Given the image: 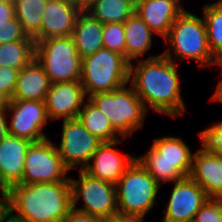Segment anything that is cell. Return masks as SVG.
Listing matches in <instances>:
<instances>
[{"label": "cell", "mask_w": 222, "mask_h": 222, "mask_svg": "<svg viewBox=\"0 0 222 222\" xmlns=\"http://www.w3.org/2000/svg\"><path fill=\"white\" fill-rule=\"evenodd\" d=\"M180 66L162 53L130 63L129 84L148 112L150 109L171 119L184 116L187 109L181 93Z\"/></svg>", "instance_id": "cell-1"}, {"label": "cell", "mask_w": 222, "mask_h": 222, "mask_svg": "<svg viewBox=\"0 0 222 222\" xmlns=\"http://www.w3.org/2000/svg\"><path fill=\"white\" fill-rule=\"evenodd\" d=\"M6 195L8 209L29 222H63L73 208L69 177L62 182L18 183Z\"/></svg>", "instance_id": "cell-2"}, {"label": "cell", "mask_w": 222, "mask_h": 222, "mask_svg": "<svg viewBox=\"0 0 222 222\" xmlns=\"http://www.w3.org/2000/svg\"><path fill=\"white\" fill-rule=\"evenodd\" d=\"M163 40L168 47L162 54L178 65L187 59L189 62H198L199 68L220 67L221 63L210 50L202 15L199 17L186 8L177 17Z\"/></svg>", "instance_id": "cell-3"}, {"label": "cell", "mask_w": 222, "mask_h": 222, "mask_svg": "<svg viewBox=\"0 0 222 222\" xmlns=\"http://www.w3.org/2000/svg\"><path fill=\"white\" fill-rule=\"evenodd\" d=\"M88 100L110 120L121 137L130 138L144 127L148 111L129 83L111 92L91 95Z\"/></svg>", "instance_id": "cell-4"}, {"label": "cell", "mask_w": 222, "mask_h": 222, "mask_svg": "<svg viewBox=\"0 0 222 222\" xmlns=\"http://www.w3.org/2000/svg\"><path fill=\"white\" fill-rule=\"evenodd\" d=\"M130 62L118 52L101 48L82 59L80 82L87 98L129 83Z\"/></svg>", "instance_id": "cell-5"}, {"label": "cell", "mask_w": 222, "mask_h": 222, "mask_svg": "<svg viewBox=\"0 0 222 222\" xmlns=\"http://www.w3.org/2000/svg\"><path fill=\"white\" fill-rule=\"evenodd\" d=\"M161 186L135 159L116 184L118 213L146 217L154 208Z\"/></svg>", "instance_id": "cell-6"}, {"label": "cell", "mask_w": 222, "mask_h": 222, "mask_svg": "<svg viewBox=\"0 0 222 222\" xmlns=\"http://www.w3.org/2000/svg\"><path fill=\"white\" fill-rule=\"evenodd\" d=\"M35 59L52 84L80 81L82 58L72 36L49 38L35 44Z\"/></svg>", "instance_id": "cell-7"}, {"label": "cell", "mask_w": 222, "mask_h": 222, "mask_svg": "<svg viewBox=\"0 0 222 222\" xmlns=\"http://www.w3.org/2000/svg\"><path fill=\"white\" fill-rule=\"evenodd\" d=\"M73 208L101 217L118 213L116 185L79 170V178L69 176ZM79 203V207H78Z\"/></svg>", "instance_id": "cell-8"}, {"label": "cell", "mask_w": 222, "mask_h": 222, "mask_svg": "<svg viewBox=\"0 0 222 222\" xmlns=\"http://www.w3.org/2000/svg\"><path fill=\"white\" fill-rule=\"evenodd\" d=\"M70 171L50 138L31 143L27 149L24 171L19 183L33 184L43 182H62L69 177Z\"/></svg>", "instance_id": "cell-9"}, {"label": "cell", "mask_w": 222, "mask_h": 222, "mask_svg": "<svg viewBox=\"0 0 222 222\" xmlns=\"http://www.w3.org/2000/svg\"><path fill=\"white\" fill-rule=\"evenodd\" d=\"M62 122L60 142L55 143L58 153L70 172L72 169L83 170L102 142L92 135L78 118Z\"/></svg>", "instance_id": "cell-10"}, {"label": "cell", "mask_w": 222, "mask_h": 222, "mask_svg": "<svg viewBox=\"0 0 222 222\" xmlns=\"http://www.w3.org/2000/svg\"><path fill=\"white\" fill-rule=\"evenodd\" d=\"M7 111L10 135L32 143L49 137L44 131L50 121L44 101L8 100Z\"/></svg>", "instance_id": "cell-11"}, {"label": "cell", "mask_w": 222, "mask_h": 222, "mask_svg": "<svg viewBox=\"0 0 222 222\" xmlns=\"http://www.w3.org/2000/svg\"><path fill=\"white\" fill-rule=\"evenodd\" d=\"M162 222H193L196 213L210 198L190 177L172 182Z\"/></svg>", "instance_id": "cell-12"}, {"label": "cell", "mask_w": 222, "mask_h": 222, "mask_svg": "<svg viewBox=\"0 0 222 222\" xmlns=\"http://www.w3.org/2000/svg\"><path fill=\"white\" fill-rule=\"evenodd\" d=\"M125 139L128 138L122 137L115 141L102 142L83 170L92 177L116 185L124 175L125 170L136 159V156H133V154H120V152L114 148L119 143H123Z\"/></svg>", "instance_id": "cell-13"}, {"label": "cell", "mask_w": 222, "mask_h": 222, "mask_svg": "<svg viewBox=\"0 0 222 222\" xmlns=\"http://www.w3.org/2000/svg\"><path fill=\"white\" fill-rule=\"evenodd\" d=\"M83 9L84 5L76 0H48L35 44L44 39L72 36Z\"/></svg>", "instance_id": "cell-14"}, {"label": "cell", "mask_w": 222, "mask_h": 222, "mask_svg": "<svg viewBox=\"0 0 222 222\" xmlns=\"http://www.w3.org/2000/svg\"><path fill=\"white\" fill-rule=\"evenodd\" d=\"M87 99L80 81L51 84L44 101L50 122L76 119Z\"/></svg>", "instance_id": "cell-15"}, {"label": "cell", "mask_w": 222, "mask_h": 222, "mask_svg": "<svg viewBox=\"0 0 222 222\" xmlns=\"http://www.w3.org/2000/svg\"><path fill=\"white\" fill-rule=\"evenodd\" d=\"M185 10L176 0H136L135 12L150 30L164 39L177 17Z\"/></svg>", "instance_id": "cell-16"}, {"label": "cell", "mask_w": 222, "mask_h": 222, "mask_svg": "<svg viewBox=\"0 0 222 222\" xmlns=\"http://www.w3.org/2000/svg\"><path fill=\"white\" fill-rule=\"evenodd\" d=\"M31 143L10 134L0 141V172L5 191L21 181L26 152Z\"/></svg>", "instance_id": "cell-17"}, {"label": "cell", "mask_w": 222, "mask_h": 222, "mask_svg": "<svg viewBox=\"0 0 222 222\" xmlns=\"http://www.w3.org/2000/svg\"><path fill=\"white\" fill-rule=\"evenodd\" d=\"M189 176L210 198L216 197L222 192V157L196 149Z\"/></svg>", "instance_id": "cell-18"}, {"label": "cell", "mask_w": 222, "mask_h": 222, "mask_svg": "<svg viewBox=\"0 0 222 222\" xmlns=\"http://www.w3.org/2000/svg\"><path fill=\"white\" fill-rule=\"evenodd\" d=\"M51 84L43 67L34 58L19 71L16 88L10 100L45 101Z\"/></svg>", "instance_id": "cell-19"}, {"label": "cell", "mask_w": 222, "mask_h": 222, "mask_svg": "<svg viewBox=\"0 0 222 222\" xmlns=\"http://www.w3.org/2000/svg\"><path fill=\"white\" fill-rule=\"evenodd\" d=\"M104 24L84 9L79 14L72 33L77 53L83 59L103 48Z\"/></svg>", "instance_id": "cell-20"}, {"label": "cell", "mask_w": 222, "mask_h": 222, "mask_svg": "<svg viewBox=\"0 0 222 222\" xmlns=\"http://www.w3.org/2000/svg\"><path fill=\"white\" fill-rule=\"evenodd\" d=\"M125 31V58L131 63L144 59L147 52L152 49L154 34L148 25L135 12L124 22Z\"/></svg>", "instance_id": "cell-21"}, {"label": "cell", "mask_w": 222, "mask_h": 222, "mask_svg": "<svg viewBox=\"0 0 222 222\" xmlns=\"http://www.w3.org/2000/svg\"><path fill=\"white\" fill-rule=\"evenodd\" d=\"M151 146L157 151V160H167L186 177L190 175L194 152L182 137L163 135L155 138Z\"/></svg>", "instance_id": "cell-22"}, {"label": "cell", "mask_w": 222, "mask_h": 222, "mask_svg": "<svg viewBox=\"0 0 222 222\" xmlns=\"http://www.w3.org/2000/svg\"><path fill=\"white\" fill-rule=\"evenodd\" d=\"M136 0H89L84 10L103 24L124 23L135 13Z\"/></svg>", "instance_id": "cell-23"}, {"label": "cell", "mask_w": 222, "mask_h": 222, "mask_svg": "<svg viewBox=\"0 0 222 222\" xmlns=\"http://www.w3.org/2000/svg\"><path fill=\"white\" fill-rule=\"evenodd\" d=\"M77 118L101 142H110L122 138L113 129L110 120L88 99L79 111Z\"/></svg>", "instance_id": "cell-24"}, {"label": "cell", "mask_w": 222, "mask_h": 222, "mask_svg": "<svg viewBox=\"0 0 222 222\" xmlns=\"http://www.w3.org/2000/svg\"><path fill=\"white\" fill-rule=\"evenodd\" d=\"M48 0H14L15 17L28 37L35 39L40 34L42 17Z\"/></svg>", "instance_id": "cell-25"}, {"label": "cell", "mask_w": 222, "mask_h": 222, "mask_svg": "<svg viewBox=\"0 0 222 222\" xmlns=\"http://www.w3.org/2000/svg\"><path fill=\"white\" fill-rule=\"evenodd\" d=\"M35 58V42L31 37L0 44V66L19 71Z\"/></svg>", "instance_id": "cell-26"}, {"label": "cell", "mask_w": 222, "mask_h": 222, "mask_svg": "<svg viewBox=\"0 0 222 222\" xmlns=\"http://www.w3.org/2000/svg\"><path fill=\"white\" fill-rule=\"evenodd\" d=\"M136 159L160 186L186 177L173 163L157 160V151L152 146L143 155L136 156Z\"/></svg>", "instance_id": "cell-27"}, {"label": "cell", "mask_w": 222, "mask_h": 222, "mask_svg": "<svg viewBox=\"0 0 222 222\" xmlns=\"http://www.w3.org/2000/svg\"><path fill=\"white\" fill-rule=\"evenodd\" d=\"M202 16L205 21L207 38L213 56L222 62V2L204 3Z\"/></svg>", "instance_id": "cell-28"}, {"label": "cell", "mask_w": 222, "mask_h": 222, "mask_svg": "<svg viewBox=\"0 0 222 222\" xmlns=\"http://www.w3.org/2000/svg\"><path fill=\"white\" fill-rule=\"evenodd\" d=\"M200 149L222 157V121L212 123L206 129L198 132Z\"/></svg>", "instance_id": "cell-29"}, {"label": "cell", "mask_w": 222, "mask_h": 222, "mask_svg": "<svg viewBox=\"0 0 222 222\" xmlns=\"http://www.w3.org/2000/svg\"><path fill=\"white\" fill-rule=\"evenodd\" d=\"M103 46L125 56L124 23H107L103 27Z\"/></svg>", "instance_id": "cell-30"}, {"label": "cell", "mask_w": 222, "mask_h": 222, "mask_svg": "<svg viewBox=\"0 0 222 222\" xmlns=\"http://www.w3.org/2000/svg\"><path fill=\"white\" fill-rule=\"evenodd\" d=\"M27 37L21 23L14 16L7 23H0V44L24 40Z\"/></svg>", "instance_id": "cell-31"}, {"label": "cell", "mask_w": 222, "mask_h": 222, "mask_svg": "<svg viewBox=\"0 0 222 222\" xmlns=\"http://www.w3.org/2000/svg\"><path fill=\"white\" fill-rule=\"evenodd\" d=\"M193 222H222V210L214 198H209L196 213Z\"/></svg>", "instance_id": "cell-32"}, {"label": "cell", "mask_w": 222, "mask_h": 222, "mask_svg": "<svg viewBox=\"0 0 222 222\" xmlns=\"http://www.w3.org/2000/svg\"><path fill=\"white\" fill-rule=\"evenodd\" d=\"M19 70L11 67L0 66V93L8 100L15 91Z\"/></svg>", "instance_id": "cell-33"}, {"label": "cell", "mask_w": 222, "mask_h": 222, "mask_svg": "<svg viewBox=\"0 0 222 222\" xmlns=\"http://www.w3.org/2000/svg\"><path fill=\"white\" fill-rule=\"evenodd\" d=\"M63 222H98V217L72 208Z\"/></svg>", "instance_id": "cell-34"}, {"label": "cell", "mask_w": 222, "mask_h": 222, "mask_svg": "<svg viewBox=\"0 0 222 222\" xmlns=\"http://www.w3.org/2000/svg\"><path fill=\"white\" fill-rule=\"evenodd\" d=\"M15 16L13 2H0V23H7V20Z\"/></svg>", "instance_id": "cell-35"}, {"label": "cell", "mask_w": 222, "mask_h": 222, "mask_svg": "<svg viewBox=\"0 0 222 222\" xmlns=\"http://www.w3.org/2000/svg\"><path fill=\"white\" fill-rule=\"evenodd\" d=\"M9 134L7 108H0V141Z\"/></svg>", "instance_id": "cell-36"}, {"label": "cell", "mask_w": 222, "mask_h": 222, "mask_svg": "<svg viewBox=\"0 0 222 222\" xmlns=\"http://www.w3.org/2000/svg\"><path fill=\"white\" fill-rule=\"evenodd\" d=\"M218 79H219V81H218L216 87H214L215 91L212 94V96L210 97L209 101H212V102L216 101V103L217 102L222 103V75L221 74H220V78H218Z\"/></svg>", "instance_id": "cell-37"}, {"label": "cell", "mask_w": 222, "mask_h": 222, "mask_svg": "<svg viewBox=\"0 0 222 222\" xmlns=\"http://www.w3.org/2000/svg\"><path fill=\"white\" fill-rule=\"evenodd\" d=\"M98 222H124V215L116 213L110 216L98 217Z\"/></svg>", "instance_id": "cell-38"}, {"label": "cell", "mask_w": 222, "mask_h": 222, "mask_svg": "<svg viewBox=\"0 0 222 222\" xmlns=\"http://www.w3.org/2000/svg\"><path fill=\"white\" fill-rule=\"evenodd\" d=\"M1 222H29L21 217H18L14 213H12L9 209L8 211L4 214Z\"/></svg>", "instance_id": "cell-39"}, {"label": "cell", "mask_w": 222, "mask_h": 222, "mask_svg": "<svg viewBox=\"0 0 222 222\" xmlns=\"http://www.w3.org/2000/svg\"><path fill=\"white\" fill-rule=\"evenodd\" d=\"M0 204H8L6 191L0 186Z\"/></svg>", "instance_id": "cell-40"}, {"label": "cell", "mask_w": 222, "mask_h": 222, "mask_svg": "<svg viewBox=\"0 0 222 222\" xmlns=\"http://www.w3.org/2000/svg\"><path fill=\"white\" fill-rule=\"evenodd\" d=\"M145 217H127L124 215V222H144Z\"/></svg>", "instance_id": "cell-41"}, {"label": "cell", "mask_w": 222, "mask_h": 222, "mask_svg": "<svg viewBox=\"0 0 222 222\" xmlns=\"http://www.w3.org/2000/svg\"><path fill=\"white\" fill-rule=\"evenodd\" d=\"M8 211V204H0V222L4 214Z\"/></svg>", "instance_id": "cell-42"}, {"label": "cell", "mask_w": 222, "mask_h": 222, "mask_svg": "<svg viewBox=\"0 0 222 222\" xmlns=\"http://www.w3.org/2000/svg\"><path fill=\"white\" fill-rule=\"evenodd\" d=\"M8 99L0 93V108H7Z\"/></svg>", "instance_id": "cell-43"}, {"label": "cell", "mask_w": 222, "mask_h": 222, "mask_svg": "<svg viewBox=\"0 0 222 222\" xmlns=\"http://www.w3.org/2000/svg\"><path fill=\"white\" fill-rule=\"evenodd\" d=\"M214 199L218 202L221 210H222V192H220Z\"/></svg>", "instance_id": "cell-44"}, {"label": "cell", "mask_w": 222, "mask_h": 222, "mask_svg": "<svg viewBox=\"0 0 222 222\" xmlns=\"http://www.w3.org/2000/svg\"><path fill=\"white\" fill-rule=\"evenodd\" d=\"M76 1H78V2H80V3H82V4L84 5V4H86L89 0H76Z\"/></svg>", "instance_id": "cell-45"}, {"label": "cell", "mask_w": 222, "mask_h": 222, "mask_svg": "<svg viewBox=\"0 0 222 222\" xmlns=\"http://www.w3.org/2000/svg\"><path fill=\"white\" fill-rule=\"evenodd\" d=\"M14 0H0V2H13Z\"/></svg>", "instance_id": "cell-46"}, {"label": "cell", "mask_w": 222, "mask_h": 222, "mask_svg": "<svg viewBox=\"0 0 222 222\" xmlns=\"http://www.w3.org/2000/svg\"><path fill=\"white\" fill-rule=\"evenodd\" d=\"M219 70H220L219 72H221V74H222V62L220 64Z\"/></svg>", "instance_id": "cell-47"}, {"label": "cell", "mask_w": 222, "mask_h": 222, "mask_svg": "<svg viewBox=\"0 0 222 222\" xmlns=\"http://www.w3.org/2000/svg\"><path fill=\"white\" fill-rule=\"evenodd\" d=\"M0 186L2 187V177H1V172H0Z\"/></svg>", "instance_id": "cell-48"}, {"label": "cell", "mask_w": 222, "mask_h": 222, "mask_svg": "<svg viewBox=\"0 0 222 222\" xmlns=\"http://www.w3.org/2000/svg\"><path fill=\"white\" fill-rule=\"evenodd\" d=\"M176 1H178L182 6L184 5V4H182V2H185L184 0L182 1V0H176Z\"/></svg>", "instance_id": "cell-49"}]
</instances>
